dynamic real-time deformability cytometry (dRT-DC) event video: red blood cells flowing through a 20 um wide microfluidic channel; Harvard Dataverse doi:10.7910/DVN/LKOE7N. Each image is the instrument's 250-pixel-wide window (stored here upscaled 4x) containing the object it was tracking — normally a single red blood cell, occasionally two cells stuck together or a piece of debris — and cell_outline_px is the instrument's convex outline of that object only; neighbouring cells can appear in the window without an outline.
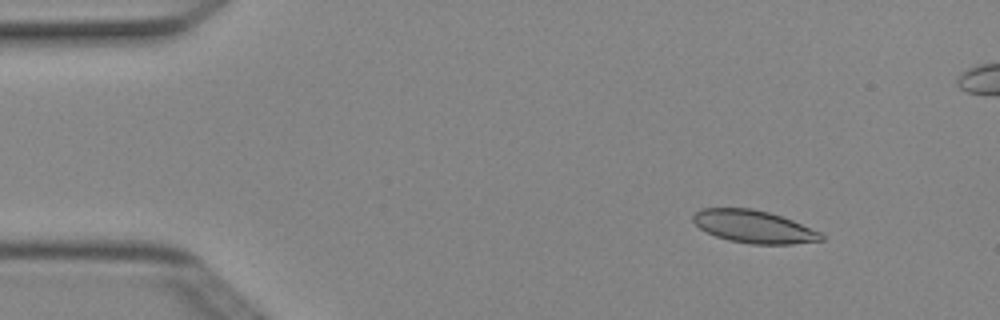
{"species": "Egyptian fruit bat (a non-hibernating species)", "species_latin": "Rousettus aegyptiacus", "temperature_condition": "cold", "stored_images_in_passage": 4, "camera_frame_rate_fps": 3000, "um_per_image_px": 0.085, "animal": {"sex": "female"}, "frame": {"image": 1, "passage_image": 1, "time_ms": 0.0, "image_size_px": [1000, 320], "cell_outline_px": [[824, 240], [792, 244], [752, 244], [728, 240], [716, 236], [700, 228], [692, 220], [692, 216], [700, 208], [752, 208], [768, 212], [792, 220], [820, 232], [824, 236]], "centroid_in_image_um": [64.06, 19.26], "position_along_channel_um": 20.9, "area_um2": 24.22}}